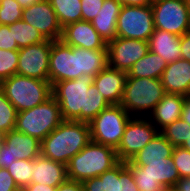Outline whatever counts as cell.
Instances as JSON below:
<instances>
[{
    "instance_id": "cell-1",
    "label": "cell",
    "mask_w": 190,
    "mask_h": 191,
    "mask_svg": "<svg viewBox=\"0 0 190 191\" xmlns=\"http://www.w3.org/2000/svg\"><path fill=\"white\" fill-rule=\"evenodd\" d=\"M108 66V50H87L52 41L49 60L51 85L63 80H74L83 75L96 76Z\"/></svg>"
},
{
    "instance_id": "cell-2",
    "label": "cell",
    "mask_w": 190,
    "mask_h": 191,
    "mask_svg": "<svg viewBox=\"0 0 190 191\" xmlns=\"http://www.w3.org/2000/svg\"><path fill=\"white\" fill-rule=\"evenodd\" d=\"M90 141L88 123L63 120L41 141V155L67 165Z\"/></svg>"
},
{
    "instance_id": "cell-3",
    "label": "cell",
    "mask_w": 190,
    "mask_h": 191,
    "mask_svg": "<svg viewBox=\"0 0 190 191\" xmlns=\"http://www.w3.org/2000/svg\"><path fill=\"white\" fill-rule=\"evenodd\" d=\"M120 161L116 149L90 141L68 164L67 179L84 182L112 169Z\"/></svg>"
},
{
    "instance_id": "cell-4",
    "label": "cell",
    "mask_w": 190,
    "mask_h": 191,
    "mask_svg": "<svg viewBox=\"0 0 190 191\" xmlns=\"http://www.w3.org/2000/svg\"><path fill=\"white\" fill-rule=\"evenodd\" d=\"M0 87L17 112L40 105L52 96V85L49 81L19 74L0 82Z\"/></svg>"
},
{
    "instance_id": "cell-5",
    "label": "cell",
    "mask_w": 190,
    "mask_h": 191,
    "mask_svg": "<svg viewBox=\"0 0 190 191\" xmlns=\"http://www.w3.org/2000/svg\"><path fill=\"white\" fill-rule=\"evenodd\" d=\"M63 120L60 106L51 96L40 105L18 112L15 130L42 141Z\"/></svg>"
},
{
    "instance_id": "cell-6",
    "label": "cell",
    "mask_w": 190,
    "mask_h": 191,
    "mask_svg": "<svg viewBox=\"0 0 190 191\" xmlns=\"http://www.w3.org/2000/svg\"><path fill=\"white\" fill-rule=\"evenodd\" d=\"M91 75L74 80H63L52 85V96L60 106L64 120L86 123V94L94 82Z\"/></svg>"
},
{
    "instance_id": "cell-7",
    "label": "cell",
    "mask_w": 190,
    "mask_h": 191,
    "mask_svg": "<svg viewBox=\"0 0 190 191\" xmlns=\"http://www.w3.org/2000/svg\"><path fill=\"white\" fill-rule=\"evenodd\" d=\"M165 93L159 78L127 77L120 105L131 116H141L139 113L152 112Z\"/></svg>"
},
{
    "instance_id": "cell-8",
    "label": "cell",
    "mask_w": 190,
    "mask_h": 191,
    "mask_svg": "<svg viewBox=\"0 0 190 191\" xmlns=\"http://www.w3.org/2000/svg\"><path fill=\"white\" fill-rule=\"evenodd\" d=\"M131 117L120 104L108 106L89 123L91 140L116 149Z\"/></svg>"
},
{
    "instance_id": "cell-9",
    "label": "cell",
    "mask_w": 190,
    "mask_h": 191,
    "mask_svg": "<svg viewBox=\"0 0 190 191\" xmlns=\"http://www.w3.org/2000/svg\"><path fill=\"white\" fill-rule=\"evenodd\" d=\"M154 29L151 4L122 6L117 18V37L149 41Z\"/></svg>"
},
{
    "instance_id": "cell-10",
    "label": "cell",
    "mask_w": 190,
    "mask_h": 191,
    "mask_svg": "<svg viewBox=\"0 0 190 191\" xmlns=\"http://www.w3.org/2000/svg\"><path fill=\"white\" fill-rule=\"evenodd\" d=\"M148 118L131 117L125 127L123 136L116 148L119 161L126 162L148 144L160 131Z\"/></svg>"
},
{
    "instance_id": "cell-11",
    "label": "cell",
    "mask_w": 190,
    "mask_h": 191,
    "mask_svg": "<svg viewBox=\"0 0 190 191\" xmlns=\"http://www.w3.org/2000/svg\"><path fill=\"white\" fill-rule=\"evenodd\" d=\"M155 29L182 36L190 30V13L185 0L152 1Z\"/></svg>"
},
{
    "instance_id": "cell-12",
    "label": "cell",
    "mask_w": 190,
    "mask_h": 191,
    "mask_svg": "<svg viewBox=\"0 0 190 191\" xmlns=\"http://www.w3.org/2000/svg\"><path fill=\"white\" fill-rule=\"evenodd\" d=\"M52 40L20 48L17 74L49 81V60Z\"/></svg>"
},
{
    "instance_id": "cell-13",
    "label": "cell",
    "mask_w": 190,
    "mask_h": 191,
    "mask_svg": "<svg viewBox=\"0 0 190 191\" xmlns=\"http://www.w3.org/2000/svg\"><path fill=\"white\" fill-rule=\"evenodd\" d=\"M108 66L126 73L149 51L148 41L116 37L107 43Z\"/></svg>"
},
{
    "instance_id": "cell-14",
    "label": "cell",
    "mask_w": 190,
    "mask_h": 191,
    "mask_svg": "<svg viewBox=\"0 0 190 191\" xmlns=\"http://www.w3.org/2000/svg\"><path fill=\"white\" fill-rule=\"evenodd\" d=\"M84 191H139L126 162L83 182Z\"/></svg>"
},
{
    "instance_id": "cell-15",
    "label": "cell",
    "mask_w": 190,
    "mask_h": 191,
    "mask_svg": "<svg viewBox=\"0 0 190 191\" xmlns=\"http://www.w3.org/2000/svg\"><path fill=\"white\" fill-rule=\"evenodd\" d=\"M22 20L37 29L48 40H60L62 27L49 0H40L23 9Z\"/></svg>"
},
{
    "instance_id": "cell-16",
    "label": "cell",
    "mask_w": 190,
    "mask_h": 191,
    "mask_svg": "<svg viewBox=\"0 0 190 191\" xmlns=\"http://www.w3.org/2000/svg\"><path fill=\"white\" fill-rule=\"evenodd\" d=\"M60 40L87 50H107V43L88 21H78L63 27Z\"/></svg>"
},
{
    "instance_id": "cell-17",
    "label": "cell",
    "mask_w": 190,
    "mask_h": 191,
    "mask_svg": "<svg viewBox=\"0 0 190 191\" xmlns=\"http://www.w3.org/2000/svg\"><path fill=\"white\" fill-rule=\"evenodd\" d=\"M126 165L131 170L132 175H150L167 190H172L180 179L172 156L166 158L165 161H146L143 166L135 165L131 160H128Z\"/></svg>"
},
{
    "instance_id": "cell-18",
    "label": "cell",
    "mask_w": 190,
    "mask_h": 191,
    "mask_svg": "<svg viewBox=\"0 0 190 191\" xmlns=\"http://www.w3.org/2000/svg\"><path fill=\"white\" fill-rule=\"evenodd\" d=\"M127 73L107 66L94 77L93 84L110 105L120 104Z\"/></svg>"
},
{
    "instance_id": "cell-19",
    "label": "cell",
    "mask_w": 190,
    "mask_h": 191,
    "mask_svg": "<svg viewBox=\"0 0 190 191\" xmlns=\"http://www.w3.org/2000/svg\"><path fill=\"white\" fill-rule=\"evenodd\" d=\"M161 82L167 93L190 96V62L180 59L167 63Z\"/></svg>"
},
{
    "instance_id": "cell-20",
    "label": "cell",
    "mask_w": 190,
    "mask_h": 191,
    "mask_svg": "<svg viewBox=\"0 0 190 191\" xmlns=\"http://www.w3.org/2000/svg\"><path fill=\"white\" fill-rule=\"evenodd\" d=\"M31 183L46 184L58 187L67 179L66 165L50 160L41 154L34 159Z\"/></svg>"
},
{
    "instance_id": "cell-21",
    "label": "cell",
    "mask_w": 190,
    "mask_h": 191,
    "mask_svg": "<svg viewBox=\"0 0 190 191\" xmlns=\"http://www.w3.org/2000/svg\"><path fill=\"white\" fill-rule=\"evenodd\" d=\"M1 140L17 160H34L41 154V141L15 129L3 135Z\"/></svg>"
},
{
    "instance_id": "cell-22",
    "label": "cell",
    "mask_w": 190,
    "mask_h": 191,
    "mask_svg": "<svg viewBox=\"0 0 190 191\" xmlns=\"http://www.w3.org/2000/svg\"><path fill=\"white\" fill-rule=\"evenodd\" d=\"M185 97L184 95L166 92L161 101L149 113L153 117L154 122L152 123L155 126L158 125L156 128H159V131L174 121L181 119Z\"/></svg>"
},
{
    "instance_id": "cell-23",
    "label": "cell",
    "mask_w": 190,
    "mask_h": 191,
    "mask_svg": "<svg viewBox=\"0 0 190 191\" xmlns=\"http://www.w3.org/2000/svg\"><path fill=\"white\" fill-rule=\"evenodd\" d=\"M180 38L181 36L179 35L160 29H154L148 41L149 50L158 54L166 63L180 60Z\"/></svg>"
},
{
    "instance_id": "cell-24",
    "label": "cell",
    "mask_w": 190,
    "mask_h": 191,
    "mask_svg": "<svg viewBox=\"0 0 190 191\" xmlns=\"http://www.w3.org/2000/svg\"><path fill=\"white\" fill-rule=\"evenodd\" d=\"M121 8L117 0H104L102 8L91 22L106 43L117 37V18Z\"/></svg>"
},
{
    "instance_id": "cell-25",
    "label": "cell",
    "mask_w": 190,
    "mask_h": 191,
    "mask_svg": "<svg viewBox=\"0 0 190 191\" xmlns=\"http://www.w3.org/2000/svg\"><path fill=\"white\" fill-rule=\"evenodd\" d=\"M173 149L174 146L159 132L131 161L138 166H143L146 161H165L172 156Z\"/></svg>"
},
{
    "instance_id": "cell-26",
    "label": "cell",
    "mask_w": 190,
    "mask_h": 191,
    "mask_svg": "<svg viewBox=\"0 0 190 191\" xmlns=\"http://www.w3.org/2000/svg\"><path fill=\"white\" fill-rule=\"evenodd\" d=\"M167 63L158 54L148 51L127 73V77L161 79Z\"/></svg>"
},
{
    "instance_id": "cell-27",
    "label": "cell",
    "mask_w": 190,
    "mask_h": 191,
    "mask_svg": "<svg viewBox=\"0 0 190 191\" xmlns=\"http://www.w3.org/2000/svg\"><path fill=\"white\" fill-rule=\"evenodd\" d=\"M61 27L82 21L81 0H49Z\"/></svg>"
},
{
    "instance_id": "cell-28",
    "label": "cell",
    "mask_w": 190,
    "mask_h": 191,
    "mask_svg": "<svg viewBox=\"0 0 190 191\" xmlns=\"http://www.w3.org/2000/svg\"><path fill=\"white\" fill-rule=\"evenodd\" d=\"M9 29L13 30V36L19 49L47 40L37 29L22 19L10 24Z\"/></svg>"
},
{
    "instance_id": "cell-29",
    "label": "cell",
    "mask_w": 190,
    "mask_h": 191,
    "mask_svg": "<svg viewBox=\"0 0 190 191\" xmlns=\"http://www.w3.org/2000/svg\"><path fill=\"white\" fill-rule=\"evenodd\" d=\"M160 132L174 147H181L190 136V125L184 120L178 119Z\"/></svg>"
},
{
    "instance_id": "cell-30",
    "label": "cell",
    "mask_w": 190,
    "mask_h": 191,
    "mask_svg": "<svg viewBox=\"0 0 190 191\" xmlns=\"http://www.w3.org/2000/svg\"><path fill=\"white\" fill-rule=\"evenodd\" d=\"M17 113L18 112L16 108L9 102L2 88L0 87V135L1 136L15 129Z\"/></svg>"
},
{
    "instance_id": "cell-31",
    "label": "cell",
    "mask_w": 190,
    "mask_h": 191,
    "mask_svg": "<svg viewBox=\"0 0 190 191\" xmlns=\"http://www.w3.org/2000/svg\"><path fill=\"white\" fill-rule=\"evenodd\" d=\"M34 160H16L7 168L18 188L30 185L32 180Z\"/></svg>"
},
{
    "instance_id": "cell-32",
    "label": "cell",
    "mask_w": 190,
    "mask_h": 191,
    "mask_svg": "<svg viewBox=\"0 0 190 191\" xmlns=\"http://www.w3.org/2000/svg\"><path fill=\"white\" fill-rule=\"evenodd\" d=\"M110 106L99 93L94 84H91L86 94V123H90L103 109Z\"/></svg>"
},
{
    "instance_id": "cell-33",
    "label": "cell",
    "mask_w": 190,
    "mask_h": 191,
    "mask_svg": "<svg viewBox=\"0 0 190 191\" xmlns=\"http://www.w3.org/2000/svg\"><path fill=\"white\" fill-rule=\"evenodd\" d=\"M18 62V50L0 49V82L17 74Z\"/></svg>"
},
{
    "instance_id": "cell-34",
    "label": "cell",
    "mask_w": 190,
    "mask_h": 191,
    "mask_svg": "<svg viewBox=\"0 0 190 191\" xmlns=\"http://www.w3.org/2000/svg\"><path fill=\"white\" fill-rule=\"evenodd\" d=\"M23 9L16 0H0V25H10L22 19Z\"/></svg>"
},
{
    "instance_id": "cell-35",
    "label": "cell",
    "mask_w": 190,
    "mask_h": 191,
    "mask_svg": "<svg viewBox=\"0 0 190 191\" xmlns=\"http://www.w3.org/2000/svg\"><path fill=\"white\" fill-rule=\"evenodd\" d=\"M172 159L180 178L190 177V151L174 147Z\"/></svg>"
},
{
    "instance_id": "cell-36",
    "label": "cell",
    "mask_w": 190,
    "mask_h": 191,
    "mask_svg": "<svg viewBox=\"0 0 190 191\" xmlns=\"http://www.w3.org/2000/svg\"><path fill=\"white\" fill-rule=\"evenodd\" d=\"M139 191H168L150 175H132Z\"/></svg>"
},
{
    "instance_id": "cell-37",
    "label": "cell",
    "mask_w": 190,
    "mask_h": 191,
    "mask_svg": "<svg viewBox=\"0 0 190 191\" xmlns=\"http://www.w3.org/2000/svg\"><path fill=\"white\" fill-rule=\"evenodd\" d=\"M104 0H81L82 21L92 22L102 8Z\"/></svg>"
},
{
    "instance_id": "cell-38",
    "label": "cell",
    "mask_w": 190,
    "mask_h": 191,
    "mask_svg": "<svg viewBox=\"0 0 190 191\" xmlns=\"http://www.w3.org/2000/svg\"><path fill=\"white\" fill-rule=\"evenodd\" d=\"M0 49L19 50L13 36V30L9 29V25H0Z\"/></svg>"
},
{
    "instance_id": "cell-39",
    "label": "cell",
    "mask_w": 190,
    "mask_h": 191,
    "mask_svg": "<svg viewBox=\"0 0 190 191\" xmlns=\"http://www.w3.org/2000/svg\"><path fill=\"white\" fill-rule=\"evenodd\" d=\"M0 191H20L7 169L0 168Z\"/></svg>"
},
{
    "instance_id": "cell-40",
    "label": "cell",
    "mask_w": 190,
    "mask_h": 191,
    "mask_svg": "<svg viewBox=\"0 0 190 191\" xmlns=\"http://www.w3.org/2000/svg\"><path fill=\"white\" fill-rule=\"evenodd\" d=\"M9 151L8 146L1 140L0 141V168L7 169L10 164L16 161Z\"/></svg>"
},
{
    "instance_id": "cell-41",
    "label": "cell",
    "mask_w": 190,
    "mask_h": 191,
    "mask_svg": "<svg viewBox=\"0 0 190 191\" xmlns=\"http://www.w3.org/2000/svg\"><path fill=\"white\" fill-rule=\"evenodd\" d=\"M181 59L190 62V30L180 38Z\"/></svg>"
},
{
    "instance_id": "cell-42",
    "label": "cell",
    "mask_w": 190,
    "mask_h": 191,
    "mask_svg": "<svg viewBox=\"0 0 190 191\" xmlns=\"http://www.w3.org/2000/svg\"><path fill=\"white\" fill-rule=\"evenodd\" d=\"M56 191H84V186L82 182L66 179L57 187Z\"/></svg>"
},
{
    "instance_id": "cell-43",
    "label": "cell",
    "mask_w": 190,
    "mask_h": 191,
    "mask_svg": "<svg viewBox=\"0 0 190 191\" xmlns=\"http://www.w3.org/2000/svg\"><path fill=\"white\" fill-rule=\"evenodd\" d=\"M57 187H51L49 185L31 183L30 185L20 188V191H56Z\"/></svg>"
},
{
    "instance_id": "cell-44",
    "label": "cell",
    "mask_w": 190,
    "mask_h": 191,
    "mask_svg": "<svg viewBox=\"0 0 190 191\" xmlns=\"http://www.w3.org/2000/svg\"><path fill=\"white\" fill-rule=\"evenodd\" d=\"M172 191H190V177L180 178L172 188Z\"/></svg>"
},
{
    "instance_id": "cell-45",
    "label": "cell",
    "mask_w": 190,
    "mask_h": 191,
    "mask_svg": "<svg viewBox=\"0 0 190 191\" xmlns=\"http://www.w3.org/2000/svg\"><path fill=\"white\" fill-rule=\"evenodd\" d=\"M181 119L190 125V96L185 97Z\"/></svg>"
},
{
    "instance_id": "cell-46",
    "label": "cell",
    "mask_w": 190,
    "mask_h": 191,
    "mask_svg": "<svg viewBox=\"0 0 190 191\" xmlns=\"http://www.w3.org/2000/svg\"><path fill=\"white\" fill-rule=\"evenodd\" d=\"M122 6H142L152 3V0H117Z\"/></svg>"
},
{
    "instance_id": "cell-47",
    "label": "cell",
    "mask_w": 190,
    "mask_h": 191,
    "mask_svg": "<svg viewBox=\"0 0 190 191\" xmlns=\"http://www.w3.org/2000/svg\"><path fill=\"white\" fill-rule=\"evenodd\" d=\"M39 1L40 0H16L22 9H26Z\"/></svg>"
},
{
    "instance_id": "cell-48",
    "label": "cell",
    "mask_w": 190,
    "mask_h": 191,
    "mask_svg": "<svg viewBox=\"0 0 190 191\" xmlns=\"http://www.w3.org/2000/svg\"><path fill=\"white\" fill-rule=\"evenodd\" d=\"M181 147L184 148L185 150L190 151V136L188 137V139H186V141L183 143Z\"/></svg>"
},
{
    "instance_id": "cell-49",
    "label": "cell",
    "mask_w": 190,
    "mask_h": 191,
    "mask_svg": "<svg viewBox=\"0 0 190 191\" xmlns=\"http://www.w3.org/2000/svg\"><path fill=\"white\" fill-rule=\"evenodd\" d=\"M190 13V0H185Z\"/></svg>"
}]
</instances>
